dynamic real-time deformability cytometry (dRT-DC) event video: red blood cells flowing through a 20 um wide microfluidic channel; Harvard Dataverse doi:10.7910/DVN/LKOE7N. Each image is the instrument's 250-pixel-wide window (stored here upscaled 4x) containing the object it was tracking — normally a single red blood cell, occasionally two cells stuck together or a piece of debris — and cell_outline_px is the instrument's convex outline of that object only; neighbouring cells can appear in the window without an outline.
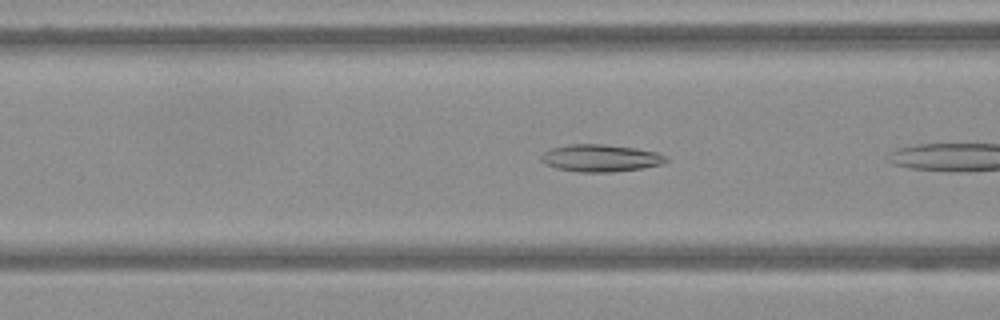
{"species": "Egyptian fruit bat (a non-hibernating species)", "species_latin": "Rousettus aegyptiacus", "temperature_condition": "warm", "stored_images_in_passage": 6, "camera_frame_rate_fps": 3000, "um_per_image_px": 0.085, "frame": {"image": 1, "passage_image": 5, "time_ms": 1.333, "image_size_px": [1000, 320], "cell_outline_px": [[668, 160], [660, 164], [644, 168], [612, 172], [580, 172], [556, 168], [544, 164], [540, 160], [540, 156], [544, 152], [552, 148], [568, 144], [604, 144], [636, 148], [656, 152], [668, 156]], "centroid_in_image_um": [51.03, 13.43], "position_along_channel_um": 115.6, "area_um2": 19.94}}